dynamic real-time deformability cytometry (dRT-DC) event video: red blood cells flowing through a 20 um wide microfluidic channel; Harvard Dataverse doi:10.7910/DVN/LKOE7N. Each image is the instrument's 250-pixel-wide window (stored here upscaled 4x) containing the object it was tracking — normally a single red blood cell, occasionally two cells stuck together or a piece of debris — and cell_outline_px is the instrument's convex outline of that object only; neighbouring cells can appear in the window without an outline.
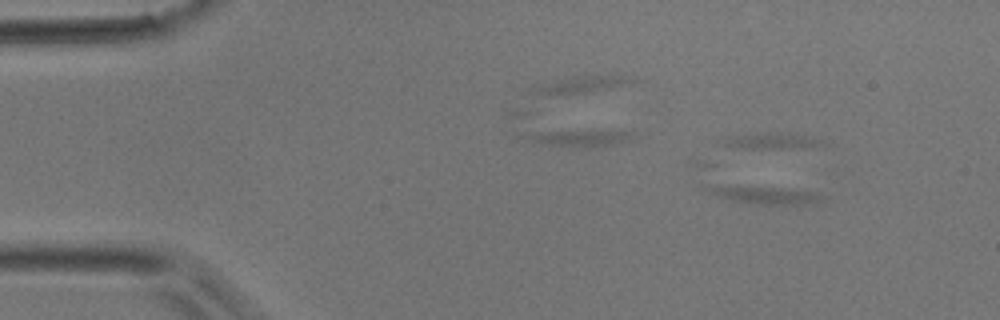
{"species": "common noctule bat (a hibernating species)", "species_latin": "Nyctalus noctula", "temperature_condition": "room temperature", "stored_images_in_passage": 31, "segment_of_instrument_passage": [4, 4], "camera_frame_rate_fps": 3000, "um_per_image_px": 0.085, "animal": {"sex": "male", "body_mass_g": 17.9}, "frame": {"image": 1, "passage_image": 8, "time_ms": 2.333, "image_size_px": [1000, 320], "cell_outline_px": [[824, 200], [804, 204], [756, 204], [716, 196], [704, 188], [692, 164], [696, 160], [700, 160], [716, 164], [816, 192], [824, 196]], "centroid_in_image_um": [63.78, 15.86], "position_along_channel_um": 21.2, "area_um2": 21.79}}